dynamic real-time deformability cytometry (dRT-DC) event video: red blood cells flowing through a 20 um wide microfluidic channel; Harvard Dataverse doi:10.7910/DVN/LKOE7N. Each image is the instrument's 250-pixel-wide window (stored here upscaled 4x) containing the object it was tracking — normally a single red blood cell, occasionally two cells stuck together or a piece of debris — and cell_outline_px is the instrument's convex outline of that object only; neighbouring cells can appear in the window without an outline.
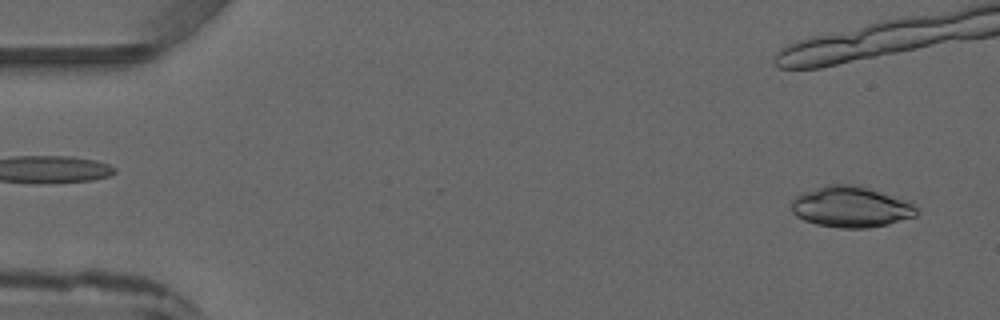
{"species": "common noctule bat (a hibernating species)", "species_latin": "Nyctalus noctula", "temperature_condition": "warm", "stored_images_in_passage": 4, "segment_of_instrument_passage": [2, 2], "camera_frame_rate_fps": 3000, "um_per_image_px": 0.085, "animal": {"sex": "male", "forearm_length_mm": 52.5}, "frame": {"image": 1, "passage_image": 4, "time_ms": 3.667, "image_size_px": [1000, 320], "cell_outline_px": [[920, 208], [916, 216], [888, 224], [868, 228], [840, 228], [816, 224], [804, 220], [796, 216], [792, 212], [792, 200], [796, 196], [804, 192], [824, 184], [856, 184], [912, 200]], "centroid_in_image_um": [72.4, 17.57], "position_along_channel_um": 12.6, "area_um2": 30.52}}